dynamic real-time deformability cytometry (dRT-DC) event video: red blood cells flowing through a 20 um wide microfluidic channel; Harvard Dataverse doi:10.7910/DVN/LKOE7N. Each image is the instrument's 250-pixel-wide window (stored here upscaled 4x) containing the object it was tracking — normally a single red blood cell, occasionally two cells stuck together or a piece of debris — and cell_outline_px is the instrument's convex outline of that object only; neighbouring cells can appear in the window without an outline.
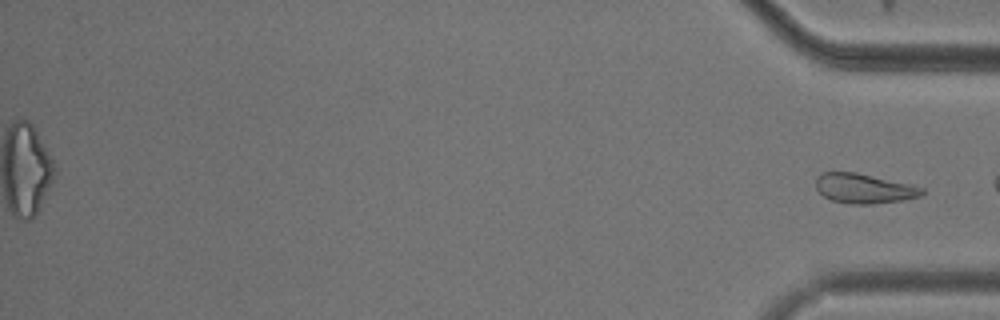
{"species": "common noctule bat (a hibernating species)", "species_latin": "Nyctalus noctula", "temperature_condition": "cold", "stored_images_in_passage": 39, "segment_of_instrument_passage": [2, 2], "camera_frame_rate_fps": 3000, "um_per_image_px": 0.085, "animal": {"sex": "male", "body_mass_g": 20.5, "forearm_length_mm": 52.5}, "frame": {"image": 1, "passage_image": 39, "time_ms": 12.667, "image_size_px": [1000, 320], "cell_outline_px": [[924, 192], [920, 196], [900, 200], [868, 204], [848, 204], [832, 200], [824, 196], [816, 188], [816, 176], [820, 172], [856, 172], [908, 184], [924, 188]], "centroid_in_image_um": [73.38, 16.01], "position_along_channel_um": 361.8, "area_um2": 18.15}}